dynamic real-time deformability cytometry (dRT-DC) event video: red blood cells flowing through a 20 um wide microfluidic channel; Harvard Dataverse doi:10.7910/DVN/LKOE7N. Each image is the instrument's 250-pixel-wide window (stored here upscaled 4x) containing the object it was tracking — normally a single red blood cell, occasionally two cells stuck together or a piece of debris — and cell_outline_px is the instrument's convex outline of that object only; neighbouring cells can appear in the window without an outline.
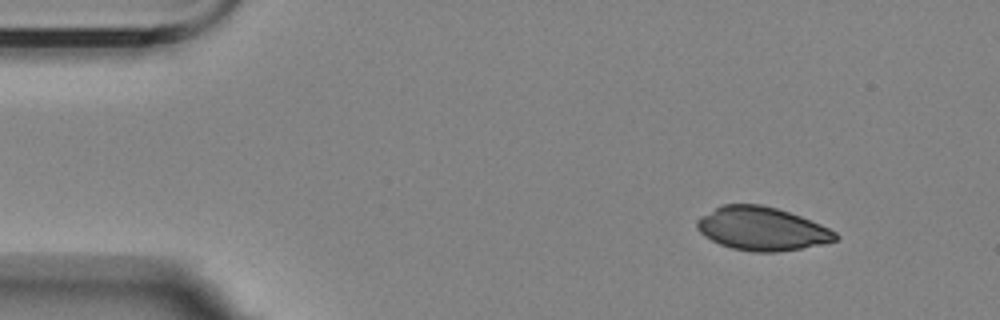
{"species": "Egyptian fruit bat (a non-hibernating species)", "species_latin": "Rousettus aegyptiacus", "temperature_condition": "room temperature", "stored_images_in_passage": 4, "camera_frame_rate_fps": 3000, "um_per_image_px": 0.085, "animal": {"sex": "female"}, "frame": {"image": 1, "passage_image": 1, "time_ms": 0.0, "image_size_px": [1000, 320], "cell_outline_px": [[840, 236], [836, 240], [824, 244], [776, 252], [752, 252], [732, 248], [720, 244], [704, 236], [696, 228], [696, 220], [700, 216], [724, 204], [760, 204], [776, 208], [800, 216], [820, 224], [836, 232]], "centroid_in_image_um": [64.75, 19.44], "position_along_channel_um": 20.2, "area_um2": 34.91}}